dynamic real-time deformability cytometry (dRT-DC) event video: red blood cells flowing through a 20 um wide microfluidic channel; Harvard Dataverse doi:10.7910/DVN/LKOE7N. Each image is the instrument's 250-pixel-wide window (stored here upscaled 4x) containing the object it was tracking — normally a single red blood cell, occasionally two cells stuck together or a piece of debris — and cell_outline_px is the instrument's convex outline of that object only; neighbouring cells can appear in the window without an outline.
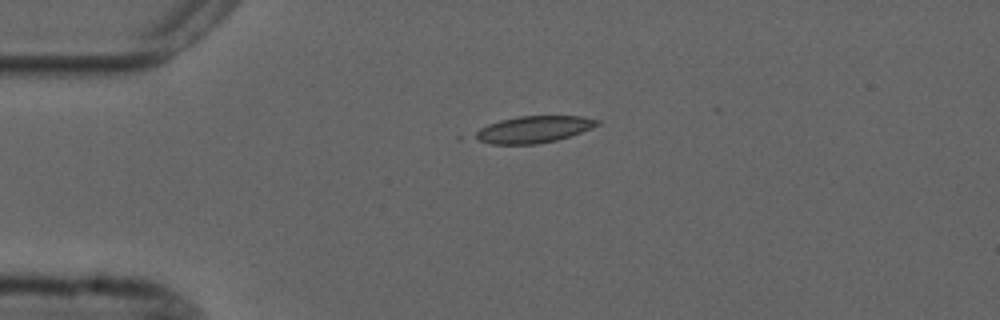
{"species": "common noctule bat (a hibernating species)", "species_latin": "Nyctalus noctula", "temperature_condition": "cold", "stored_images_in_passage": 2, "camera_frame_rate_fps": 3000, "um_per_image_px": 0.085, "animal": {"sex": "male", "forearm_length_mm": 52.5}, "frame": {"image": 1, "passage_image": 1, "time_ms": 0.0, "image_size_px": [1000, 320], "cell_outline_px": [[600, 124], [592, 128], [556, 140], [536, 144], [492, 144], [476, 140], [468, 136], [480, 128], [488, 124], [500, 120], [520, 116], [580, 116], [600, 120]], "centroid_in_image_um": [45.28, 11.0], "position_along_channel_um": 39.7, "area_um2": 19.13}}